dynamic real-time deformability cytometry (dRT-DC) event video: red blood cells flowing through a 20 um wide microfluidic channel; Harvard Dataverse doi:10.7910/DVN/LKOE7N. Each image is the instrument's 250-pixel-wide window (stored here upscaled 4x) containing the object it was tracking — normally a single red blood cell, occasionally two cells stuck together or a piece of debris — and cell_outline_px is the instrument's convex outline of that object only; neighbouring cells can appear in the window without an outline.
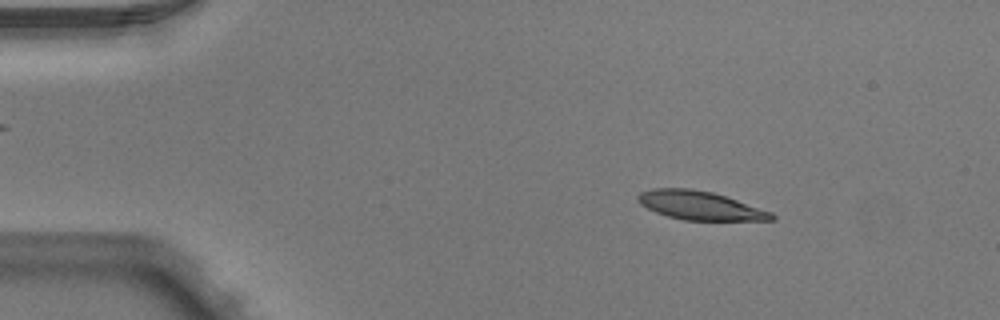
{"species": "Egyptian fruit bat (a non-hibernating species)", "species_latin": "Rousettus aegyptiacus", "temperature_condition": "warm", "stored_images_in_passage": 3, "camera_frame_rate_fps": 3000, "um_per_image_px": 0.085, "animal": {"sex": "male"}, "frame": {"image": 1, "passage_image": 1, "time_ms": 0.0, "image_size_px": [1000, 320], "cell_outline_px": [[776, 220], [684, 220], [668, 216], [656, 212], [640, 204], [636, 200], [636, 196], [640, 192], [652, 188], [692, 188], [712, 192], [772, 212], [776, 216]], "centroid_in_image_um": [59.47, 17.46], "position_along_channel_um": 25.5, "area_um2": 22.25}}